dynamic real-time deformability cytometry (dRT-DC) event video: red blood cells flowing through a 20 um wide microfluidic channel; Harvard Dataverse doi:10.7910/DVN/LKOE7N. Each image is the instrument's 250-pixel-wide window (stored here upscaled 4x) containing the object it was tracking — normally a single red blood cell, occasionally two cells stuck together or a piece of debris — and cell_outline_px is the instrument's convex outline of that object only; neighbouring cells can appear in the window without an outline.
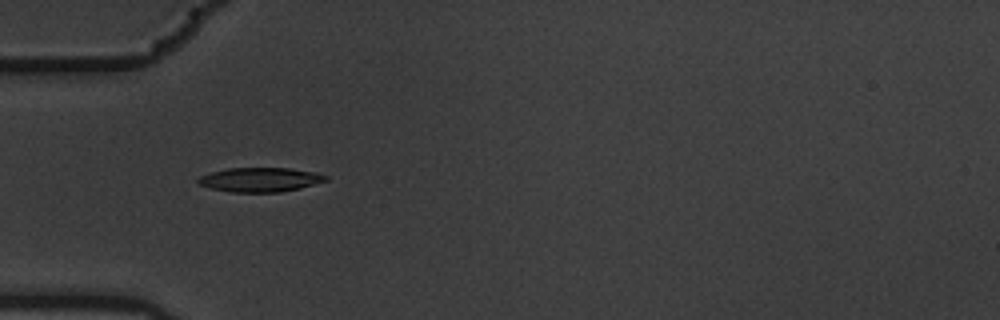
{"species": "common noctule bat (a hibernating species)", "species_latin": "Nyctalus noctula", "temperature_condition": "warm", "stored_images_in_passage": 11, "camera_frame_rate_fps": 3000, "um_per_image_px": 0.085, "animal": {"sex": "male", "body_mass_g": 19.5, "forearm_length_mm": 54.6}, "frame": {"image": 1, "passage_image": 1, "time_ms": 0.0, "image_size_px": [1000, 320], "cell_outline_px": [[328, 180], [300, 188], [280, 192], [232, 192], [212, 188], [200, 184], [196, 180], [200, 176], [212, 172], [228, 168], [288, 168], [316, 172], [328, 176]], "centroid_in_image_um": [22.14, 15.27], "position_along_channel_um": 62.9, "area_um2": 17.92}}
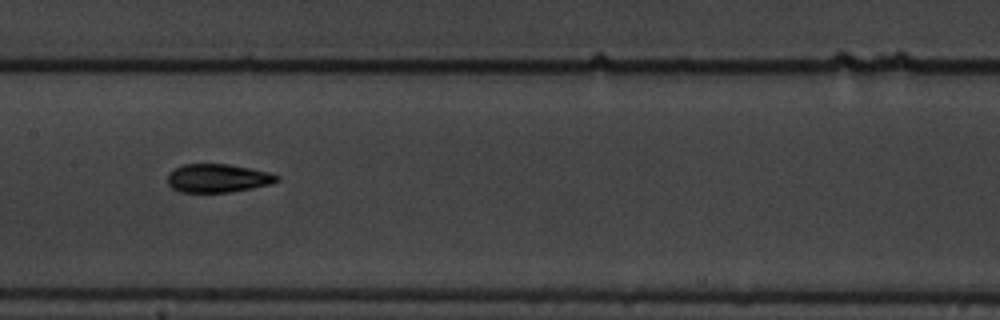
{"frame": {"image": 2, "passage_image": 4, "time_ms": 1.0, "image_size_px": [1000, 320], "cell_outline_px": [[280, 180], [272, 184], [252, 188], [228, 192], [180, 192], [172, 188], [168, 184], [168, 172], [184, 164], [228, 164], [268, 172], [280, 176]], "centroid_in_image_um": [18.52, 15.15], "position_along_channel_um": 188.9, "area_um2": 18.09}}
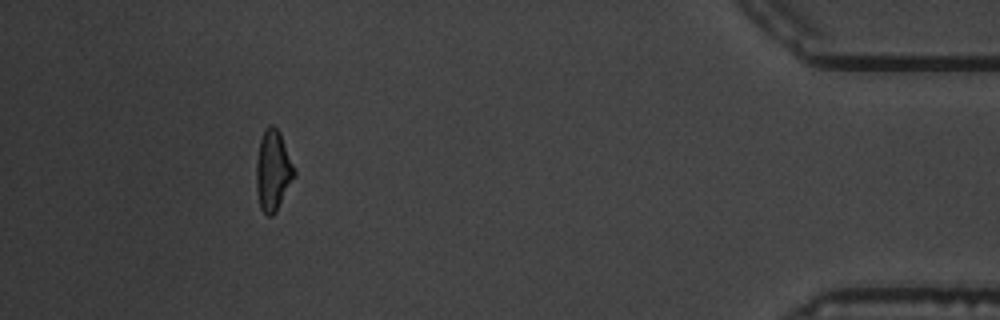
{"frame": {"image": 3, "passage_image": 10, "time_ms": 3.0, "image_size_px": [1000, 320], "cell_outline_px": [[296, 176], [276, 212], [272, 216], [268, 216], [260, 208], [256, 192], [256, 164], [260, 140], [268, 124], [272, 124], [280, 132], [296, 168]], "centroid_in_image_um": [23.23, 14.51], "position_along_channel_um": 412.0, "area_um2": 18.15}}